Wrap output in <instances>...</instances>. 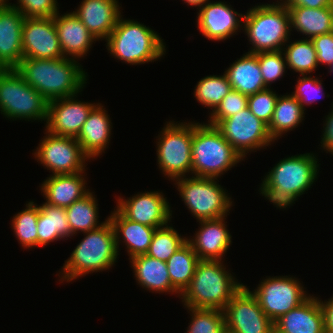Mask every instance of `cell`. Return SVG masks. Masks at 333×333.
Wrapping results in <instances>:
<instances>
[{
    "mask_svg": "<svg viewBox=\"0 0 333 333\" xmlns=\"http://www.w3.org/2000/svg\"><path fill=\"white\" fill-rule=\"evenodd\" d=\"M71 58H23L15 68L25 82L49 102L81 93L87 83V72Z\"/></svg>",
    "mask_w": 333,
    "mask_h": 333,
    "instance_id": "6da1fadb",
    "label": "cell"
},
{
    "mask_svg": "<svg viewBox=\"0 0 333 333\" xmlns=\"http://www.w3.org/2000/svg\"><path fill=\"white\" fill-rule=\"evenodd\" d=\"M118 252L114 228L108 219L101 227L84 232V238L59 271V281L70 283L83 275L106 271L117 262Z\"/></svg>",
    "mask_w": 333,
    "mask_h": 333,
    "instance_id": "7a4b0ae2",
    "label": "cell"
},
{
    "mask_svg": "<svg viewBox=\"0 0 333 333\" xmlns=\"http://www.w3.org/2000/svg\"><path fill=\"white\" fill-rule=\"evenodd\" d=\"M224 261L200 260L189 286L180 295L185 306L224 310L243 283L226 270Z\"/></svg>",
    "mask_w": 333,
    "mask_h": 333,
    "instance_id": "3957f363",
    "label": "cell"
},
{
    "mask_svg": "<svg viewBox=\"0 0 333 333\" xmlns=\"http://www.w3.org/2000/svg\"><path fill=\"white\" fill-rule=\"evenodd\" d=\"M192 176L218 179L240 161L241 155L209 123L192 122Z\"/></svg>",
    "mask_w": 333,
    "mask_h": 333,
    "instance_id": "277c9868",
    "label": "cell"
},
{
    "mask_svg": "<svg viewBox=\"0 0 333 333\" xmlns=\"http://www.w3.org/2000/svg\"><path fill=\"white\" fill-rule=\"evenodd\" d=\"M162 37L146 25L119 17L105 40L108 53L130 65H140L161 59L166 53Z\"/></svg>",
    "mask_w": 333,
    "mask_h": 333,
    "instance_id": "5b68a950",
    "label": "cell"
},
{
    "mask_svg": "<svg viewBox=\"0 0 333 333\" xmlns=\"http://www.w3.org/2000/svg\"><path fill=\"white\" fill-rule=\"evenodd\" d=\"M249 9L243 19V31L252 45L248 53L282 50L291 40L290 16L286 5L273 2L257 4Z\"/></svg>",
    "mask_w": 333,
    "mask_h": 333,
    "instance_id": "8992f818",
    "label": "cell"
},
{
    "mask_svg": "<svg viewBox=\"0 0 333 333\" xmlns=\"http://www.w3.org/2000/svg\"><path fill=\"white\" fill-rule=\"evenodd\" d=\"M48 104L16 69L0 70V113L8 120L46 121Z\"/></svg>",
    "mask_w": 333,
    "mask_h": 333,
    "instance_id": "52a82bcc",
    "label": "cell"
},
{
    "mask_svg": "<svg viewBox=\"0 0 333 333\" xmlns=\"http://www.w3.org/2000/svg\"><path fill=\"white\" fill-rule=\"evenodd\" d=\"M217 180L196 176L174 180L185 207L197 222L225 217L233 207L232 198Z\"/></svg>",
    "mask_w": 333,
    "mask_h": 333,
    "instance_id": "ba28073f",
    "label": "cell"
},
{
    "mask_svg": "<svg viewBox=\"0 0 333 333\" xmlns=\"http://www.w3.org/2000/svg\"><path fill=\"white\" fill-rule=\"evenodd\" d=\"M159 134L157 164L164 176L174 181L191 175L192 122H166Z\"/></svg>",
    "mask_w": 333,
    "mask_h": 333,
    "instance_id": "9c48e42d",
    "label": "cell"
},
{
    "mask_svg": "<svg viewBox=\"0 0 333 333\" xmlns=\"http://www.w3.org/2000/svg\"><path fill=\"white\" fill-rule=\"evenodd\" d=\"M301 284L296 277L292 278L290 275L269 276L250 292L257 298L265 315L274 323L310 296Z\"/></svg>",
    "mask_w": 333,
    "mask_h": 333,
    "instance_id": "30bf717a",
    "label": "cell"
},
{
    "mask_svg": "<svg viewBox=\"0 0 333 333\" xmlns=\"http://www.w3.org/2000/svg\"><path fill=\"white\" fill-rule=\"evenodd\" d=\"M216 127L243 159L247 158L249 151L251 153L261 148L266 149L274 142L268 125L257 118L248 107L222 119Z\"/></svg>",
    "mask_w": 333,
    "mask_h": 333,
    "instance_id": "8fae6325",
    "label": "cell"
},
{
    "mask_svg": "<svg viewBox=\"0 0 333 333\" xmlns=\"http://www.w3.org/2000/svg\"><path fill=\"white\" fill-rule=\"evenodd\" d=\"M46 136L40 140L34 157L52 172L57 174H73L86 171V161L90 160L83 152L74 137L54 135L45 130Z\"/></svg>",
    "mask_w": 333,
    "mask_h": 333,
    "instance_id": "7c38bea8",
    "label": "cell"
},
{
    "mask_svg": "<svg viewBox=\"0 0 333 333\" xmlns=\"http://www.w3.org/2000/svg\"><path fill=\"white\" fill-rule=\"evenodd\" d=\"M319 165L313 152L292 155L275 164L263 180L269 186L282 189L299 199L318 178Z\"/></svg>",
    "mask_w": 333,
    "mask_h": 333,
    "instance_id": "4fadbf2b",
    "label": "cell"
},
{
    "mask_svg": "<svg viewBox=\"0 0 333 333\" xmlns=\"http://www.w3.org/2000/svg\"><path fill=\"white\" fill-rule=\"evenodd\" d=\"M223 312L229 333H274V323L265 315L247 285L232 297Z\"/></svg>",
    "mask_w": 333,
    "mask_h": 333,
    "instance_id": "5bb4252c",
    "label": "cell"
},
{
    "mask_svg": "<svg viewBox=\"0 0 333 333\" xmlns=\"http://www.w3.org/2000/svg\"><path fill=\"white\" fill-rule=\"evenodd\" d=\"M116 203V208L131 221L153 228H160L171 222V206L162 192L145 191L128 199L119 196Z\"/></svg>",
    "mask_w": 333,
    "mask_h": 333,
    "instance_id": "9a60e30c",
    "label": "cell"
},
{
    "mask_svg": "<svg viewBox=\"0 0 333 333\" xmlns=\"http://www.w3.org/2000/svg\"><path fill=\"white\" fill-rule=\"evenodd\" d=\"M24 58H63L53 17L26 18L22 29Z\"/></svg>",
    "mask_w": 333,
    "mask_h": 333,
    "instance_id": "2e32d148",
    "label": "cell"
},
{
    "mask_svg": "<svg viewBox=\"0 0 333 333\" xmlns=\"http://www.w3.org/2000/svg\"><path fill=\"white\" fill-rule=\"evenodd\" d=\"M78 94L50 101L45 130L60 136L76 138L88 119L91 110L98 103L82 102Z\"/></svg>",
    "mask_w": 333,
    "mask_h": 333,
    "instance_id": "e0dca14e",
    "label": "cell"
},
{
    "mask_svg": "<svg viewBox=\"0 0 333 333\" xmlns=\"http://www.w3.org/2000/svg\"><path fill=\"white\" fill-rule=\"evenodd\" d=\"M197 14L196 27L209 40L223 41L243 30L244 14L224 1H208Z\"/></svg>",
    "mask_w": 333,
    "mask_h": 333,
    "instance_id": "ac0fdd59",
    "label": "cell"
},
{
    "mask_svg": "<svg viewBox=\"0 0 333 333\" xmlns=\"http://www.w3.org/2000/svg\"><path fill=\"white\" fill-rule=\"evenodd\" d=\"M25 17L2 1L0 3V67L15 69L23 57L22 29Z\"/></svg>",
    "mask_w": 333,
    "mask_h": 333,
    "instance_id": "d6986e66",
    "label": "cell"
},
{
    "mask_svg": "<svg viewBox=\"0 0 333 333\" xmlns=\"http://www.w3.org/2000/svg\"><path fill=\"white\" fill-rule=\"evenodd\" d=\"M226 217L198 221L199 230L195 231V236L187 238L199 260L222 261L232 243Z\"/></svg>",
    "mask_w": 333,
    "mask_h": 333,
    "instance_id": "ffe728a7",
    "label": "cell"
},
{
    "mask_svg": "<svg viewBox=\"0 0 333 333\" xmlns=\"http://www.w3.org/2000/svg\"><path fill=\"white\" fill-rule=\"evenodd\" d=\"M118 0H82L73 11L98 40H106L115 28L121 10Z\"/></svg>",
    "mask_w": 333,
    "mask_h": 333,
    "instance_id": "44dd1931",
    "label": "cell"
},
{
    "mask_svg": "<svg viewBox=\"0 0 333 333\" xmlns=\"http://www.w3.org/2000/svg\"><path fill=\"white\" fill-rule=\"evenodd\" d=\"M53 19L63 56L75 60L87 56L93 43L98 40L81 20L73 12H67L61 16L58 12Z\"/></svg>",
    "mask_w": 333,
    "mask_h": 333,
    "instance_id": "7402d4cb",
    "label": "cell"
},
{
    "mask_svg": "<svg viewBox=\"0 0 333 333\" xmlns=\"http://www.w3.org/2000/svg\"><path fill=\"white\" fill-rule=\"evenodd\" d=\"M274 333H325L318 297L309 296L274 322Z\"/></svg>",
    "mask_w": 333,
    "mask_h": 333,
    "instance_id": "603a6c76",
    "label": "cell"
},
{
    "mask_svg": "<svg viewBox=\"0 0 333 333\" xmlns=\"http://www.w3.org/2000/svg\"><path fill=\"white\" fill-rule=\"evenodd\" d=\"M85 171L73 174L51 175L41 184L42 196L46 204L67 208L90 192L86 187Z\"/></svg>",
    "mask_w": 333,
    "mask_h": 333,
    "instance_id": "cb8c5ba5",
    "label": "cell"
},
{
    "mask_svg": "<svg viewBox=\"0 0 333 333\" xmlns=\"http://www.w3.org/2000/svg\"><path fill=\"white\" fill-rule=\"evenodd\" d=\"M105 109L101 103H98L91 110L88 119L75 138L90 160L102 155L110 142L113 126Z\"/></svg>",
    "mask_w": 333,
    "mask_h": 333,
    "instance_id": "d4e9b609",
    "label": "cell"
},
{
    "mask_svg": "<svg viewBox=\"0 0 333 333\" xmlns=\"http://www.w3.org/2000/svg\"><path fill=\"white\" fill-rule=\"evenodd\" d=\"M108 219L114 228L118 250L122 237L129 259L148 252L156 228L127 219L116 207Z\"/></svg>",
    "mask_w": 333,
    "mask_h": 333,
    "instance_id": "484cf974",
    "label": "cell"
},
{
    "mask_svg": "<svg viewBox=\"0 0 333 333\" xmlns=\"http://www.w3.org/2000/svg\"><path fill=\"white\" fill-rule=\"evenodd\" d=\"M130 263L133 267L135 280L144 289L149 292L156 293H169L178 294L180 293L172 286L171 279L168 272L167 263L146 254L137 255L132 257Z\"/></svg>",
    "mask_w": 333,
    "mask_h": 333,
    "instance_id": "4316f807",
    "label": "cell"
},
{
    "mask_svg": "<svg viewBox=\"0 0 333 333\" xmlns=\"http://www.w3.org/2000/svg\"><path fill=\"white\" fill-rule=\"evenodd\" d=\"M290 16L291 31L300 32L302 38L312 39L333 31V5L324 8L286 6Z\"/></svg>",
    "mask_w": 333,
    "mask_h": 333,
    "instance_id": "83f0119b",
    "label": "cell"
},
{
    "mask_svg": "<svg viewBox=\"0 0 333 333\" xmlns=\"http://www.w3.org/2000/svg\"><path fill=\"white\" fill-rule=\"evenodd\" d=\"M224 74L231 84L232 89L246 96L253 95L268 88L262 78L258 53L253 54L246 52L240 59L235 60V62L225 70Z\"/></svg>",
    "mask_w": 333,
    "mask_h": 333,
    "instance_id": "f1b7e54d",
    "label": "cell"
},
{
    "mask_svg": "<svg viewBox=\"0 0 333 333\" xmlns=\"http://www.w3.org/2000/svg\"><path fill=\"white\" fill-rule=\"evenodd\" d=\"M286 93L278 96L268 131L272 139L277 141L281 136L293 129L304 120L305 110L300 102L292 95Z\"/></svg>",
    "mask_w": 333,
    "mask_h": 333,
    "instance_id": "f546056e",
    "label": "cell"
},
{
    "mask_svg": "<svg viewBox=\"0 0 333 333\" xmlns=\"http://www.w3.org/2000/svg\"><path fill=\"white\" fill-rule=\"evenodd\" d=\"M38 247L60 239L68 240L72 232L67 220L65 208L50 206L46 203L39 205L37 222Z\"/></svg>",
    "mask_w": 333,
    "mask_h": 333,
    "instance_id": "4dcf8cb0",
    "label": "cell"
},
{
    "mask_svg": "<svg viewBox=\"0 0 333 333\" xmlns=\"http://www.w3.org/2000/svg\"><path fill=\"white\" fill-rule=\"evenodd\" d=\"M94 192H89L83 198L72 203L65 208L67 220L72 232V236L80 231L82 233L95 230L101 227L108 220L98 223L99 207Z\"/></svg>",
    "mask_w": 333,
    "mask_h": 333,
    "instance_id": "1f68e13d",
    "label": "cell"
},
{
    "mask_svg": "<svg viewBox=\"0 0 333 333\" xmlns=\"http://www.w3.org/2000/svg\"><path fill=\"white\" fill-rule=\"evenodd\" d=\"M199 261L187 241L166 261L172 286L180 294L189 286Z\"/></svg>",
    "mask_w": 333,
    "mask_h": 333,
    "instance_id": "d6a6232c",
    "label": "cell"
},
{
    "mask_svg": "<svg viewBox=\"0 0 333 333\" xmlns=\"http://www.w3.org/2000/svg\"><path fill=\"white\" fill-rule=\"evenodd\" d=\"M287 43L282 49L287 69L302 76L309 75L318 67L317 53L311 39L303 38L293 42L289 40Z\"/></svg>",
    "mask_w": 333,
    "mask_h": 333,
    "instance_id": "836d02e7",
    "label": "cell"
},
{
    "mask_svg": "<svg viewBox=\"0 0 333 333\" xmlns=\"http://www.w3.org/2000/svg\"><path fill=\"white\" fill-rule=\"evenodd\" d=\"M38 217L39 205L33 201L26 203V208L13 216L11 227L23 248L38 247Z\"/></svg>",
    "mask_w": 333,
    "mask_h": 333,
    "instance_id": "e575fe53",
    "label": "cell"
},
{
    "mask_svg": "<svg viewBox=\"0 0 333 333\" xmlns=\"http://www.w3.org/2000/svg\"><path fill=\"white\" fill-rule=\"evenodd\" d=\"M194 89V97L213 112L232 87L226 75H210L200 79Z\"/></svg>",
    "mask_w": 333,
    "mask_h": 333,
    "instance_id": "d590c367",
    "label": "cell"
},
{
    "mask_svg": "<svg viewBox=\"0 0 333 333\" xmlns=\"http://www.w3.org/2000/svg\"><path fill=\"white\" fill-rule=\"evenodd\" d=\"M188 237H182L177 230L167 224L156 228L146 255L149 257L167 261L187 241Z\"/></svg>",
    "mask_w": 333,
    "mask_h": 333,
    "instance_id": "8d00e7d4",
    "label": "cell"
},
{
    "mask_svg": "<svg viewBox=\"0 0 333 333\" xmlns=\"http://www.w3.org/2000/svg\"><path fill=\"white\" fill-rule=\"evenodd\" d=\"M191 321L185 333H225L224 312L218 309L192 308L185 306Z\"/></svg>",
    "mask_w": 333,
    "mask_h": 333,
    "instance_id": "74e56055",
    "label": "cell"
},
{
    "mask_svg": "<svg viewBox=\"0 0 333 333\" xmlns=\"http://www.w3.org/2000/svg\"><path fill=\"white\" fill-rule=\"evenodd\" d=\"M262 78L268 88L273 82L284 76L286 59L282 50L258 53Z\"/></svg>",
    "mask_w": 333,
    "mask_h": 333,
    "instance_id": "f35d334b",
    "label": "cell"
},
{
    "mask_svg": "<svg viewBox=\"0 0 333 333\" xmlns=\"http://www.w3.org/2000/svg\"><path fill=\"white\" fill-rule=\"evenodd\" d=\"M248 107V96L231 89L221 100L217 108L210 113L207 123L216 126L222 119L228 118Z\"/></svg>",
    "mask_w": 333,
    "mask_h": 333,
    "instance_id": "ab89813d",
    "label": "cell"
},
{
    "mask_svg": "<svg viewBox=\"0 0 333 333\" xmlns=\"http://www.w3.org/2000/svg\"><path fill=\"white\" fill-rule=\"evenodd\" d=\"M278 96L273 89L267 88L248 96V108L257 118L269 125Z\"/></svg>",
    "mask_w": 333,
    "mask_h": 333,
    "instance_id": "60d3db41",
    "label": "cell"
},
{
    "mask_svg": "<svg viewBox=\"0 0 333 333\" xmlns=\"http://www.w3.org/2000/svg\"><path fill=\"white\" fill-rule=\"evenodd\" d=\"M316 76L299 75L297 83L295 85V91L291 94L300 102L302 108L305 110V106L311 105L314 101L321 98L323 93L322 80H319Z\"/></svg>",
    "mask_w": 333,
    "mask_h": 333,
    "instance_id": "b9f144b4",
    "label": "cell"
},
{
    "mask_svg": "<svg viewBox=\"0 0 333 333\" xmlns=\"http://www.w3.org/2000/svg\"><path fill=\"white\" fill-rule=\"evenodd\" d=\"M7 4L17 8L26 18L54 17L59 12L57 0H17V4Z\"/></svg>",
    "mask_w": 333,
    "mask_h": 333,
    "instance_id": "7bdbcfd3",
    "label": "cell"
},
{
    "mask_svg": "<svg viewBox=\"0 0 333 333\" xmlns=\"http://www.w3.org/2000/svg\"><path fill=\"white\" fill-rule=\"evenodd\" d=\"M259 192L279 209H286L292 206L298 199L293 194L283 191L282 189L269 186L264 180H262Z\"/></svg>",
    "mask_w": 333,
    "mask_h": 333,
    "instance_id": "ee69618b",
    "label": "cell"
},
{
    "mask_svg": "<svg viewBox=\"0 0 333 333\" xmlns=\"http://www.w3.org/2000/svg\"><path fill=\"white\" fill-rule=\"evenodd\" d=\"M317 53L318 66L333 64V31L311 39Z\"/></svg>",
    "mask_w": 333,
    "mask_h": 333,
    "instance_id": "f6af8a7d",
    "label": "cell"
},
{
    "mask_svg": "<svg viewBox=\"0 0 333 333\" xmlns=\"http://www.w3.org/2000/svg\"><path fill=\"white\" fill-rule=\"evenodd\" d=\"M332 109L326 115L325 117V122L323 123V128L324 131L322 132V137H321V147L323 148L322 150H325L327 153H331L333 155V102L331 105Z\"/></svg>",
    "mask_w": 333,
    "mask_h": 333,
    "instance_id": "bcb514c9",
    "label": "cell"
},
{
    "mask_svg": "<svg viewBox=\"0 0 333 333\" xmlns=\"http://www.w3.org/2000/svg\"><path fill=\"white\" fill-rule=\"evenodd\" d=\"M319 302L324 316L325 333H333V295L328 301L324 300V302L319 298Z\"/></svg>",
    "mask_w": 333,
    "mask_h": 333,
    "instance_id": "7dc6e473",
    "label": "cell"
},
{
    "mask_svg": "<svg viewBox=\"0 0 333 333\" xmlns=\"http://www.w3.org/2000/svg\"><path fill=\"white\" fill-rule=\"evenodd\" d=\"M286 6H302L308 8H324L333 5V0H283Z\"/></svg>",
    "mask_w": 333,
    "mask_h": 333,
    "instance_id": "c3c4849f",
    "label": "cell"
},
{
    "mask_svg": "<svg viewBox=\"0 0 333 333\" xmlns=\"http://www.w3.org/2000/svg\"><path fill=\"white\" fill-rule=\"evenodd\" d=\"M184 3H187V5H190L191 7H198L197 10H200L208 1L210 0H182Z\"/></svg>",
    "mask_w": 333,
    "mask_h": 333,
    "instance_id": "681fc988",
    "label": "cell"
},
{
    "mask_svg": "<svg viewBox=\"0 0 333 333\" xmlns=\"http://www.w3.org/2000/svg\"><path fill=\"white\" fill-rule=\"evenodd\" d=\"M328 69H330L329 72L333 73V64Z\"/></svg>",
    "mask_w": 333,
    "mask_h": 333,
    "instance_id": "f907efd6",
    "label": "cell"
}]
</instances>
